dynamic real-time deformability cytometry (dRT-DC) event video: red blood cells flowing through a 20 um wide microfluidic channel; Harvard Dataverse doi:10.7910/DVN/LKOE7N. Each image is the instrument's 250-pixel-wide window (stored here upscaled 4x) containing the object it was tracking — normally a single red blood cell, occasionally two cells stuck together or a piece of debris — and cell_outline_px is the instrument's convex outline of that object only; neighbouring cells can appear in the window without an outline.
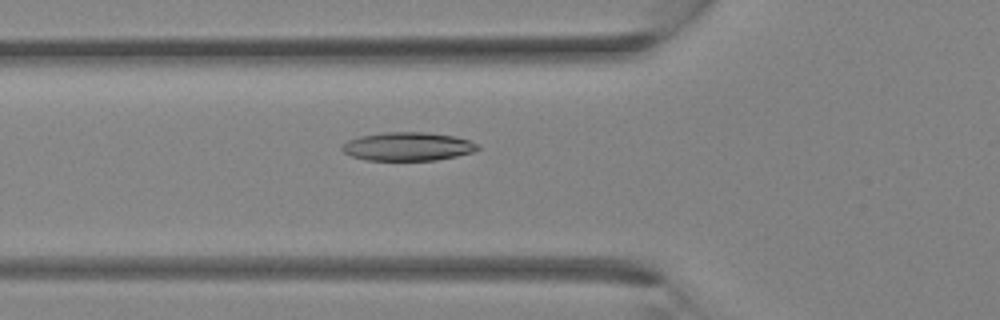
{"species": "Egyptian fruit bat (a non-hibernating species)", "species_latin": "Rousettus aegyptiacus", "temperature_condition": "room temperature", "stored_images_in_passage": 35, "camera_frame_rate_fps": 3000, "um_per_image_px": 0.085, "animal": {"sex": "female"}, "frame": {"image": 1, "passage_image": 13, "time_ms": 4.0, "image_size_px": [1000, 320], "cell_outline_px": [[480, 148], [472, 152], [456, 156], [436, 160], [364, 160], [352, 156], [344, 152], [340, 148], [340, 144], [348, 140], [360, 136], [384, 132], [424, 132], [452, 136], [468, 140], [480, 144]], "centroid_in_image_um": [34.63, 12.45], "position_along_channel_um": 91.2, "area_um2": 22.54}}
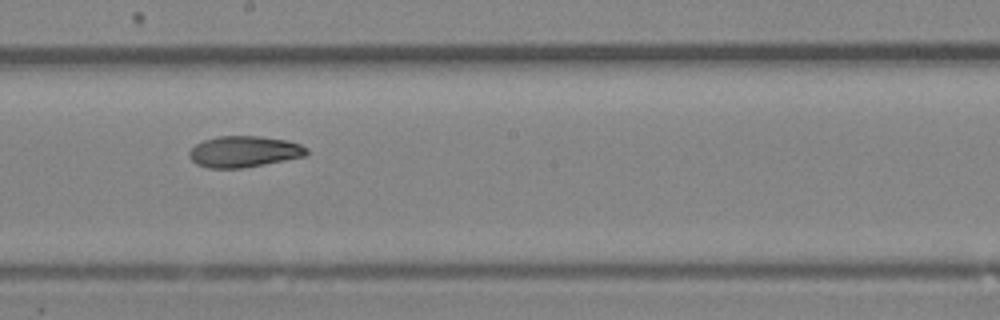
{"frame": {"image": 2, "passage_image": 20, "time_ms": 6.333, "image_size_px": [1000, 320], "cell_outline_px": [[308, 156], [264, 164], [240, 168], [208, 168], [196, 164], [188, 156], [188, 152], [196, 144], [204, 140], [220, 136], [260, 136], [284, 140], [300, 144], [308, 148]], "centroid_in_image_um": [20.75, 12.89], "position_along_channel_um": 227.4, "area_um2": 21.33}}
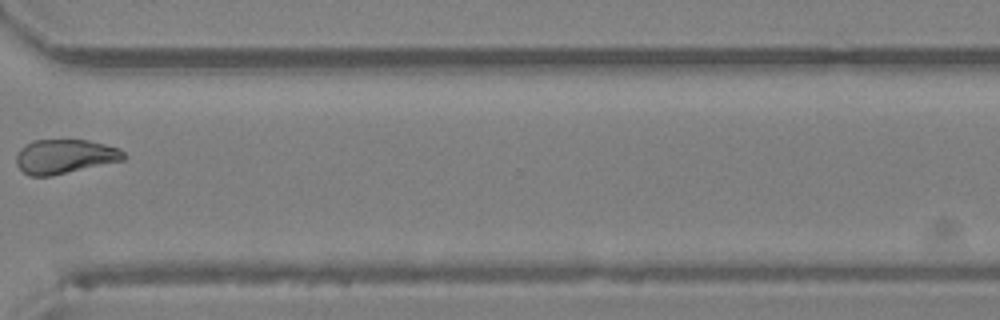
{"frame": {"image": 3, "passage_image": 27, "time_ms": 8.667, "image_size_px": [1000, 320], "cell_outline_px": [[128, 156], [124, 160], [52, 176], [32, 176], [24, 172], [16, 164], [16, 156], [20, 148], [24, 144], [32, 140], [88, 140], [120, 148]], "centroid_in_image_um": [5.52, 13.29], "position_along_channel_um": 365.1, "area_um2": 21.62}}